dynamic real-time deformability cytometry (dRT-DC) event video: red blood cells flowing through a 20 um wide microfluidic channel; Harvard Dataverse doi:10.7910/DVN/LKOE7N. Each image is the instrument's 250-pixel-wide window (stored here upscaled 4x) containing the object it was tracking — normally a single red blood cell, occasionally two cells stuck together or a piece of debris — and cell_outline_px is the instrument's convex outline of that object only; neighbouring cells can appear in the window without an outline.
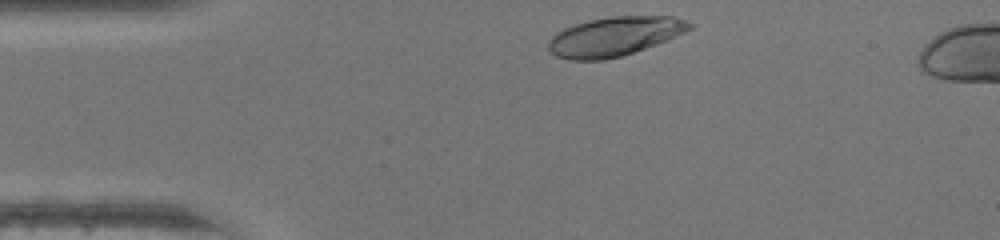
{"species": "human", "species_latin": "Homo sapiens", "temperature_condition": "warm", "stored_images_in_passage": 29, "camera_frame_rate_fps": 3000, "um_per_image_px": 0.085, "donor": {"sex": "female"}, "frame": {"image": 1, "passage_image": 1, "time_ms": 0.0, "image_size_px": [1000, 240], "cell_outline_px": [[692, 28], [676, 36], [656, 44], [620, 56], [604, 60], [568, 60], [556, 56], [548, 48], [548, 40], [556, 32], [564, 28], [588, 20], [608, 16], [672, 16], [684, 20], [692, 24]], "centroid_in_image_um": [52.19, 3.09], "position_along_channel_um": 32.8, "area_um2": 32.02}}
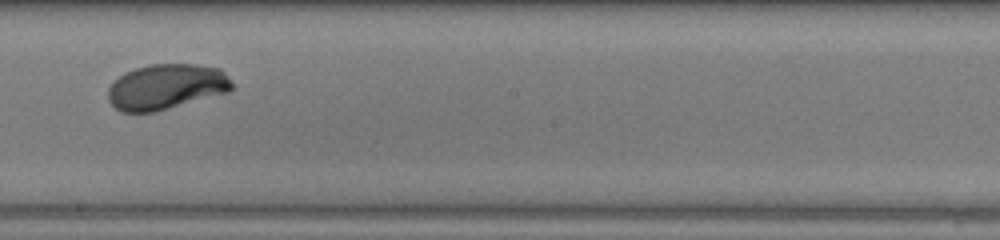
{"frame": {"image": 2, "passage_image": 18, "time_ms": 5.667, "image_size_px": [1000, 240], "cell_outline_px": [[232, 88], [228, 92], [156, 112], [120, 112], [108, 100], [108, 88], [124, 72], [136, 68], [152, 64], [196, 64], [220, 68], [228, 76], [232, 84]], "centroid_in_image_um": [14.13, 7.38], "position_along_channel_um": 234.1, "area_um2": 32.77}}
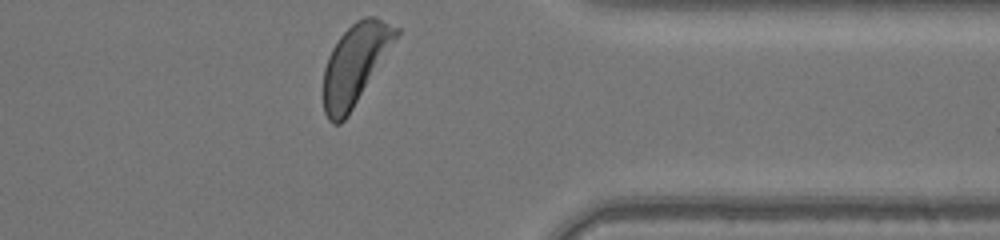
{"frame": {"image": 3, "passage_image": 29, "time_ms": 9.333, "image_size_px": [1000, 240], "cell_outline_px": [[400, 32], [348, 116], [340, 124], [332, 124], [328, 120], [324, 112], [324, 68], [328, 56], [332, 48], [340, 36], [356, 20], [364, 16], [376, 16], [400, 28]], "centroid_in_image_um": [30.17, 5.45], "position_along_channel_um": 381.2, "area_um2": 33.58}, "authors_computed_cell_mechanics": {"area_um2": 32.7148, "velocity_mm_per_s": 4.3483, "shape_relaxation_time_tau1_ms": 2.5067, "shape_relaxation_time_tau2_ms": null, "deformation_change_tau1": 0.1739, "deformation_change_tau2": null}}